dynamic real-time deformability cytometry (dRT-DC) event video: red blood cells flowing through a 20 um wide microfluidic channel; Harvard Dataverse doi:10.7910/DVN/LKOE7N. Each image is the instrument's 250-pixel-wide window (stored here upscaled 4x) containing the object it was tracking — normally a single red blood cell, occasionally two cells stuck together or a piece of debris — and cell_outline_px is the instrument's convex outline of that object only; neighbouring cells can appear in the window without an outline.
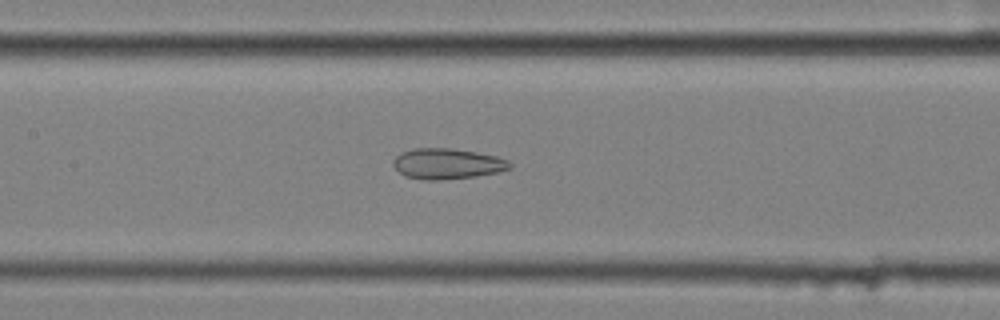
{"species": "common noctule bat (a hibernating species)", "species_latin": "Nyctalus noctula", "temperature_condition": "cold", "stored_images_in_passage": 38, "camera_frame_rate_fps": 3000, "um_per_image_px": 0.085, "animal": {"sex": "female", "body_mass_g": 25.1}, "frame": {"image": 1, "passage_image": 15, "time_ms": 4.667, "image_size_px": [1000, 320], "cell_outline_px": [[512, 168], [496, 172], [476, 176], [436, 180], [424, 180], [404, 176], [392, 164], [396, 156], [400, 152], [412, 148], [452, 148], [476, 152], [496, 156], [508, 160], [512, 164]], "centroid_in_image_um": [38.0, 13.91], "position_along_channel_um": 169.4, "area_um2": 20.81}}
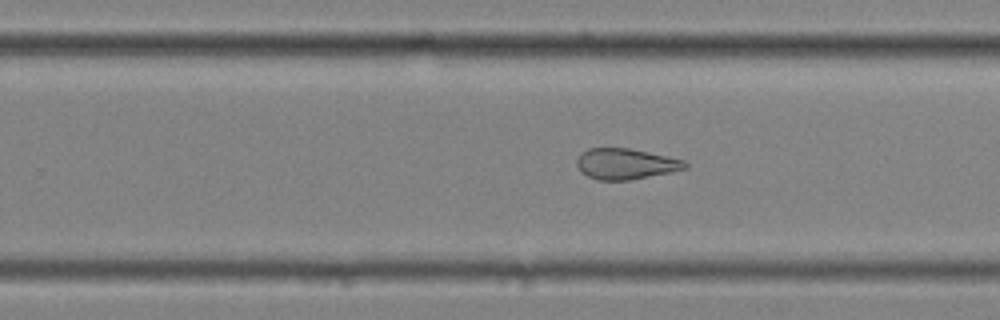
{"frame": {"image": 2, "passage_image": 24, "time_ms": 7.667, "image_size_px": [1000, 320], "cell_outline_px": [[688, 168], [672, 172], [628, 180], [596, 180], [580, 172], [576, 164], [576, 160], [580, 152], [588, 148], [628, 148], [648, 152], [684, 160], [688, 164]], "centroid_in_image_um": [53.15, 13.93], "position_along_channel_um": 276.7, "area_um2": 19.54}}
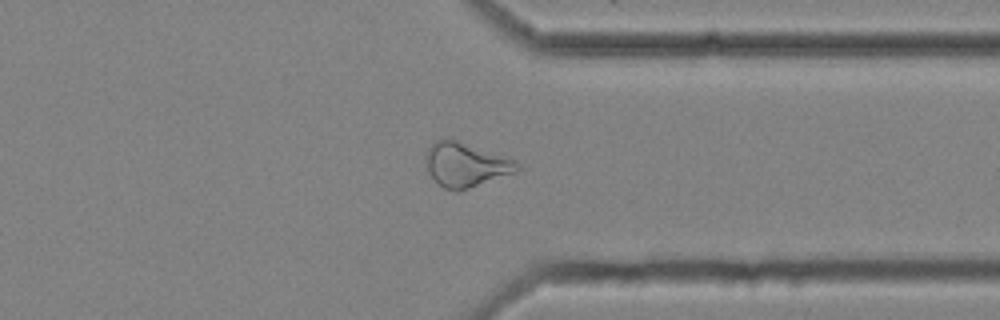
{"frame": {"image": 3, "passage_image": 32, "time_ms": 10.333, "image_size_px": [1000, 320], "cell_outline_px": [[520, 168], [516, 172], [456, 192], [444, 188], [428, 172], [424, 160], [424, 156], [428, 148], [436, 140], [448, 136], [516, 160], [520, 164]], "centroid_in_image_um": [39.56, 13.96], "position_along_channel_um": 371.8, "area_um2": 23.81}, "authors_computed_cell_mechanics": {"area_um2": 21.8773, "velocity_mm_per_s": 3.5866, "shape_relaxation_time_tau1_ms": null, "shape_relaxation_time_tau2_ms": 3.333, "deformation_change_tau1": null, "deformation_change_tau2": 0.125}}